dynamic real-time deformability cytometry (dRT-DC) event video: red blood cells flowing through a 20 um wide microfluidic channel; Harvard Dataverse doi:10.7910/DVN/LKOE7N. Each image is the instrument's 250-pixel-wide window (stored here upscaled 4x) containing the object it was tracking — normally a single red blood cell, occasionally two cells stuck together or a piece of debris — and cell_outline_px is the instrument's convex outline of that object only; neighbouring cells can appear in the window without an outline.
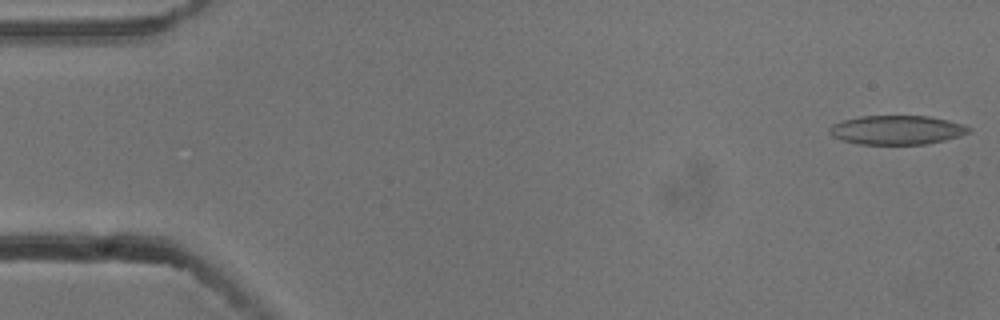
{"species": "common noctule bat (a hibernating species)", "species_latin": "Nyctalus noctula", "temperature_condition": "cold", "stored_images_in_passage": 54, "camera_frame_rate_fps": 3000, "um_per_image_px": 0.085, "animal": {"sex": "male", "body_mass_g": 13.3}, "frame": {"image": 1, "passage_image": 1, "time_ms": 0.0, "image_size_px": [1000, 320], "cell_outline_px": [[968, 132], [956, 136], [924, 144], [860, 144], [844, 140], [836, 136], [828, 128], [832, 124], [844, 120], [864, 116], [928, 116], [960, 124], [968, 128]], "centroid_in_image_um": [76.17, 11.04], "position_along_channel_um": 8.8, "area_um2": 22.66}}
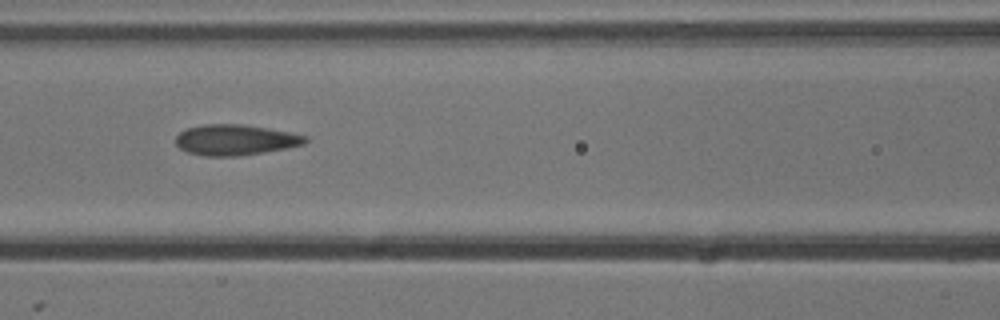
{"frame": {"image": 2, "passage_image": 23, "time_ms": 7.333, "image_size_px": [1000, 320], "cell_outline_px": [[308, 140], [304, 144], [284, 148], [236, 156], [204, 156], [188, 152], [180, 148], [176, 144], [176, 136], [180, 132], [188, 128], [200, 124], [244, 124], [288, 132], [304, 136]], "centroid_in_image_um": [19.94, 11.88], "position_along_channel_um": 146.7, "area_um2": 22.77}}
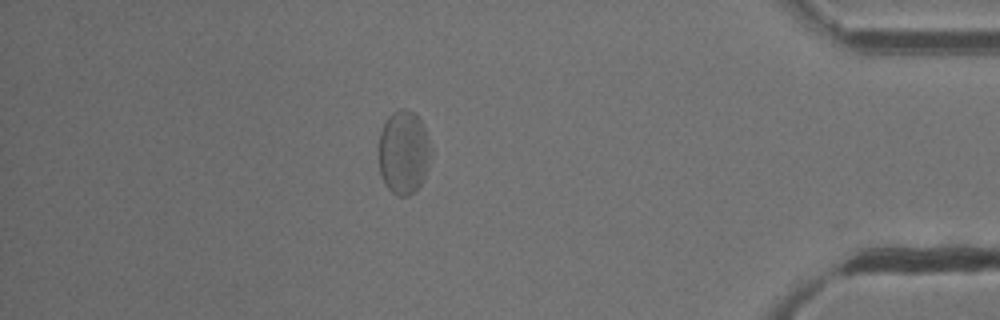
{"frame": {"image": 3, "passage_image": 47, "time_ms": 15.333, "image_size_px": [1000, 320], "cell_outline_px": [[428, 140], [424, 180], [408, 196], [396, 196], [388, 188], [380, 172], [380, 132], [388, 116], [392, 112], [400, 108], [404, 108], [412, 112], [420, 120], [424, 128]], "centroid_in_image_um": [34.26, 12.94], "position_along_channel_um": 400.9, "area_um2": 24.39}, "authors_computed_cell_mechanics": {"area_um2": 23.4668, "velocity_mm_per_s": 3.7166, "shape_relaxation_time_tau1_ms": 3.3156, "shape_relaxation_time_tau2_ms": 1.7504, "deformation_change_tau1": 0.0865, "deformation_change_tau2": 0.0832}}